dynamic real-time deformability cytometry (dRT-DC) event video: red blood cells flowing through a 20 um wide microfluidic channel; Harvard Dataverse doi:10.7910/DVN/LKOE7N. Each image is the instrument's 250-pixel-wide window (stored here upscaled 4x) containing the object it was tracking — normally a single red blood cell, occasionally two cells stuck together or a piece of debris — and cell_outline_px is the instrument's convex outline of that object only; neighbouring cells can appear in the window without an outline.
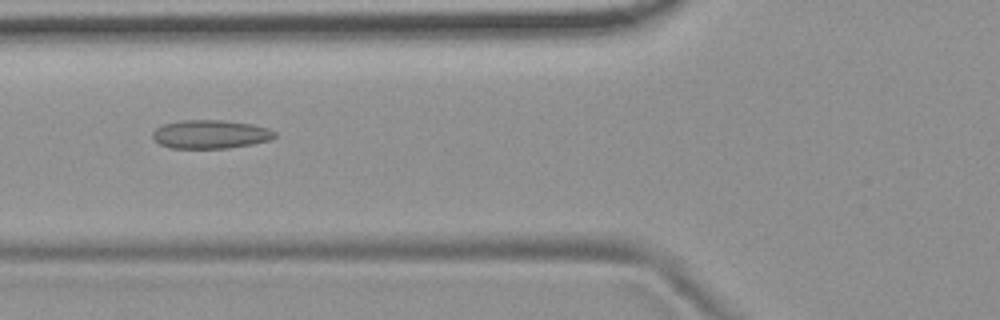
{"species": "common noctule bat (a hibernating species)", "species_latin": "Nyctalus noctula", "temperature_condition": "room temperature", "stored_images_in_passage": 54, "camera_frame_rate_fps": 3000, "um_per_image_px": 0.085, "animal": {"sex": "female", "body_mass_g": 19.9}, "frame": {"image": 1, "passage_image": 21, "time_ms": 6.667, "image_size_px": [1000, 320], "cell_outline_px": [[276, 136], [272, 140], [252, 144], [228, 148], [168, 148], [160, 144], [152, 136], [152, 132], [156, 128], [164, 124], [180, 120], [220, 120], [252, 124], [268, 128], [276, 132]], "centroid_in_image_um": [17.9, 11.41], "position_along_channel_um": 107.9, "area_um2": 20.4}}
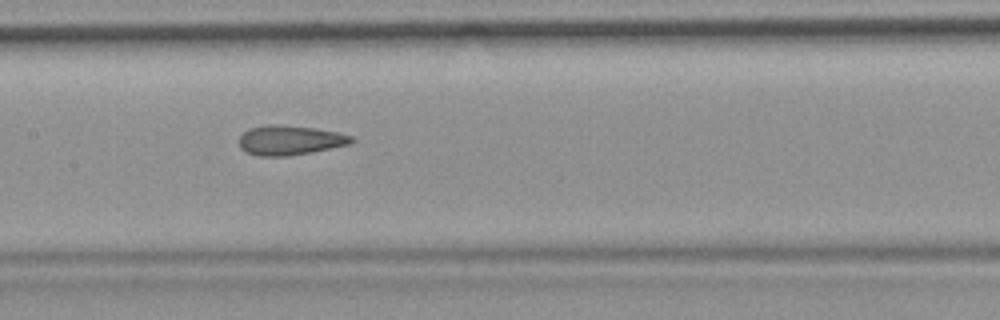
{"frame": {"image": 2, "passage_image": 27, "time_ms": 8.667, "image_size_px": [1000, 320], "cell_outline_px": [[356, 140], [352, 144], [312, 152], [288, 156], [256, 156], [244, 152], [240, 148], [240, 136], [248, 128], [268, 124], [276, 124], [312, 128], [336, 132], [352, 136]], "centroid_in_image_um": [24.63, 11.93], "position_along_channel_um": 182.8, "area_um2": 19.54}}
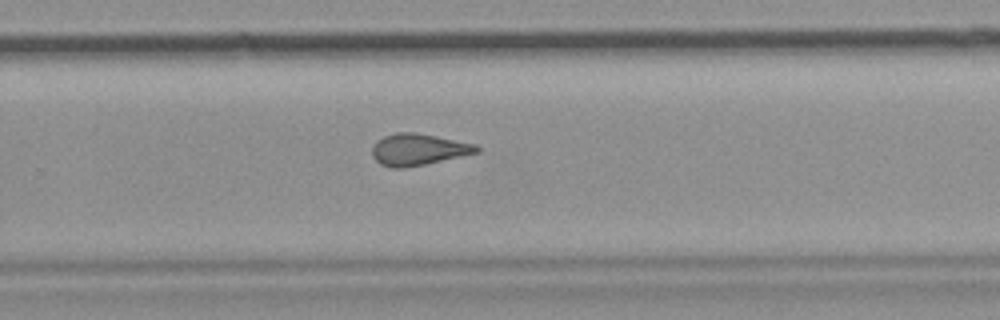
{"frame": {"image": 3, "passage_image": 36, "time_ms": 11.667, "image_size_px": [1000, 320], "cell_outline_px": [[480, 152], [424, 164], [404, 168], [392, 168], [380, 164], [372, 156], [372, 148], [376, 140], [384, 136], [396, 132], [416, 132], [476, 144], [480, 148]], "centroid_in_image_um": [35.53, 12.7], "position_along_channel_um": 294.3, "area_um2": 19.25}, "authors_computed_cell_mechanics": {"area_um2": 20.0566, "velocity_mm_per_s": 3.7303, "shape_relaxation_time_tau1_ms": null, "shape_relaxation_time_tau2_ms": 2.164, "deformation_change_tau1": null, "deformation_change_tau2": 0.0945}}